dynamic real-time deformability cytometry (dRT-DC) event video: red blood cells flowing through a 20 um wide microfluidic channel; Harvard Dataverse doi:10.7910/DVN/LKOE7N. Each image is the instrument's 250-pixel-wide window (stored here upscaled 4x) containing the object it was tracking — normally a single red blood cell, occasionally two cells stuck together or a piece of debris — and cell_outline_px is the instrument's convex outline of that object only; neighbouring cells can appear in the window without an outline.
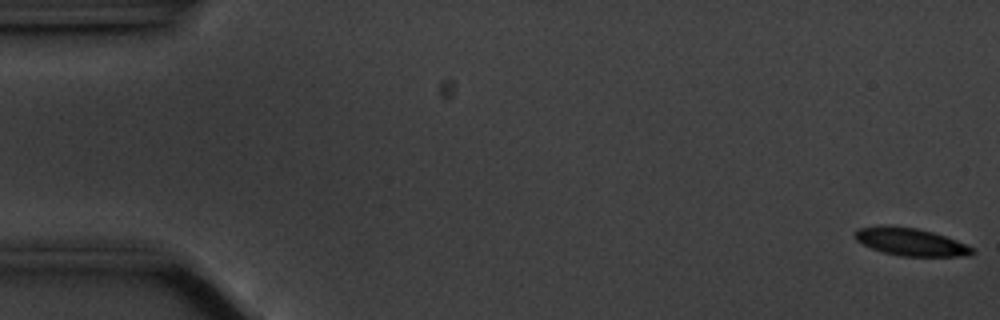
{"species": "common noctule bat (a hibernating species)", "species_latin": "Nyctalus noctula", "temperature_condition": "cold", "stored_images_in_passage": 57, "camera_frame_rate_fps": 3000, "um_per_image_px": 0.085, "animal": {"sex": "male", "body_mass_g": 20.1, "forearm_length_mm": 53.5}, "frame": {"image": 1, "passage_image": 1, "time_ms": 0.0, "image_size_px": [1000, 320], "cell_outline_px": [[976, 252], [968, 256], [900, 256], [884, 252], [872, 248], [856, 240], [852, 236], [860, 228], [880, 224], [888, 224], [916, 228], [932, 232], [956, 240], [972, 248]], "centroid_in_image_um": [77.37, 20.54], "position_along_channel_um": 7.6, "area_um2": 18.9}}
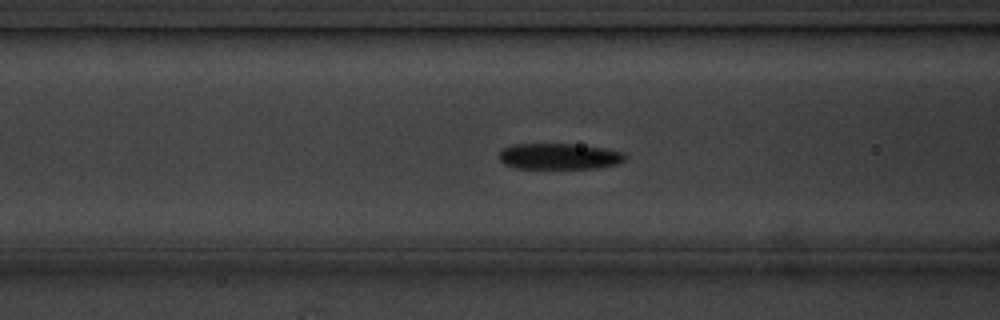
{"frame": {"image": 2, "passage_image": 22, "time_ms": 7.0, "image_size_px": [1000, 320], "cell_outline_px": [[628, 156], [624, 160], [616, 164], [596, 168], [516, 168], [504, 164], [500, 160], [500, 152], [504, 148], [512, 144], [572, 144], [604, 148], [624, 152]], "centroid_in_image_um": [47.54, 13.29], "position_along_channel_um": 119.1, "area_um2": 19.02}}
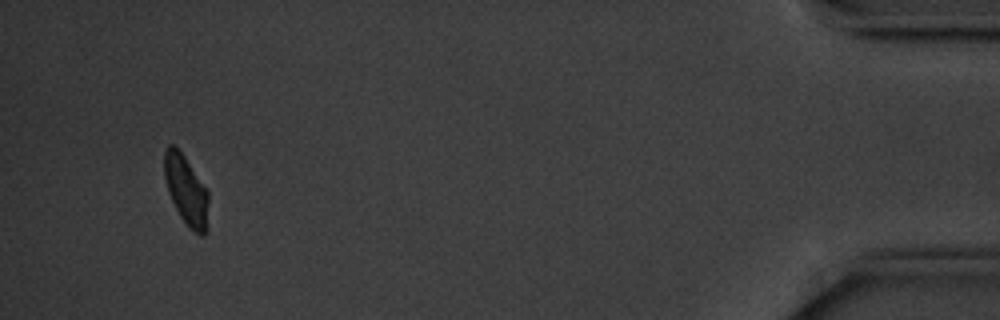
{"frame": {"image": 3, "passage_image": 54, "time_ms": 17.667, "image_size_px": [1000, 320], "cell_outline_px": [[208, 228], [204, 236], [200, 236], [188, 228], [180, 216], [168, 192], [164, 176], [164, 152], [168, 144], [172, 144], [184, 156], [208, 192]], "centroid_in_image_um": [15.83, 16.23], "position_along_channel_um": 419.4, "area_um2": 17.86}, "authors_computed_cell_mechanics": {"area_um2": 19.074, "velocity_mm_per_s": 3.5154, "shape_relaxation_time_tau1_ms": 2.7064, "shape_relaxation_time_tau2_ms": 3.6481, "deformation_change_tau1": 0.0978, "deformation_change_tau2": 0.0896}}